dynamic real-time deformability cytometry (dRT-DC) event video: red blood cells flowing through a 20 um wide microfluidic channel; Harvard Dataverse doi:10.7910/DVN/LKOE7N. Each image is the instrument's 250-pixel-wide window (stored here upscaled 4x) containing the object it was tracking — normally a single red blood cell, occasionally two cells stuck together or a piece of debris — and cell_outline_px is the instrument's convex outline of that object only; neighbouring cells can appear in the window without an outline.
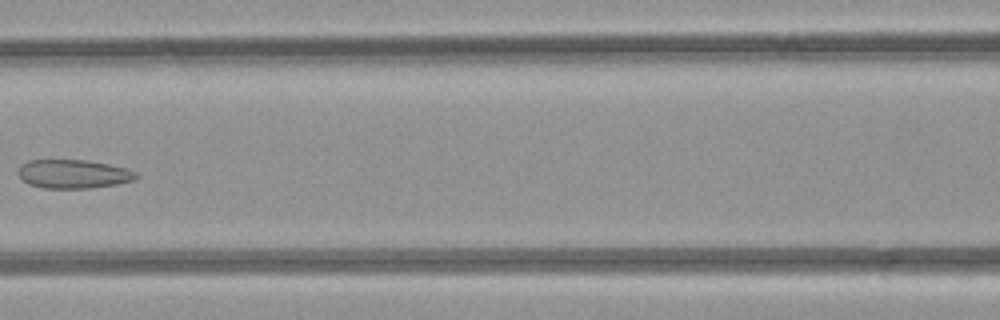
{"species": "common noctule bat (a hibernating species)", "species_latin": "Nyctalus noctula", "temperature_condition": "room temperature", "stored_images_in_passage": 6, "camera_frame_rate_fps": 3000, "um_per_image_px": 0.085, "animal": {"sex": "female", "body_mass_g": 21.9}, "frame": {"image": 1, "passage_image": 6, "time_ms": 6.667, "image_size_px": [1000, 320], "cell_outline_px": [[140, 176], [136, 180], [116, 184], [92, 188], [44, 188], [28, 184], [16, 172], [20, 164], [28, 160], [84, 160], [108, 164], [128, 168], [136, 172]], "centroid_in_image_um": [6.25, 14.79], "position_along_channel_um": 160.3, "area_um2": 19.94}}